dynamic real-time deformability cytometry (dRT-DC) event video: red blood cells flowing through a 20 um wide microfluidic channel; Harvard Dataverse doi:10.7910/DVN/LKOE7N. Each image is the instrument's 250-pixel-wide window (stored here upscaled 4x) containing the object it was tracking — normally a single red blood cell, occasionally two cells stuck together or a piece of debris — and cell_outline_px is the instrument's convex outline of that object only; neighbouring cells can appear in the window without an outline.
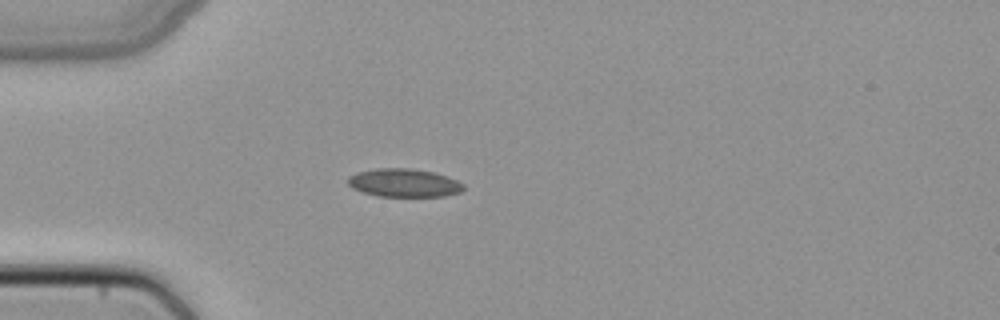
{"species": "common noctule bat (a hibernating species)", "species_latin": "Nyctalus noctula", "temperature_condition": "cold", "stored_images_in_passage": 36, "camera_frame_rate_fps": 3000, "um_per_image_px": 0.085, "animal": {"sex": "female", "body_mass_g": 22.7, "forearm_length_mm": 54.2}, "frame": {"image": 1, "passage_image": 1, "time_ms": 0.0, "image_size_px": [1000, 320], "cell_outline_px": [[464, 188], [460, 192], [444, 196], [376, 196], [352, 188], [348, 184], [348, 176], [356, 172], [376, 168], [412, 168], [432, 172], [448, 176], [464, 184]], "centroid_in_image_um": [34.32, 15.53], "position_along_channel_um": 50.7, "area_um2": 19.07}}
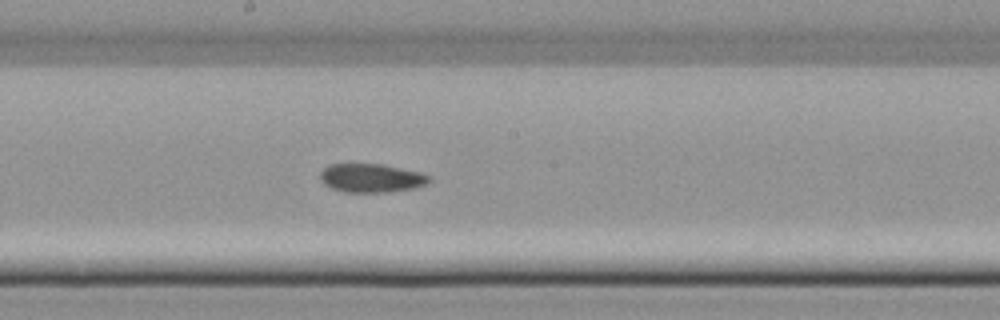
{"frame": {"image": 2, "passage_image": 14, "time_ms": 4.333, "image_size_px": [1000, 320], "cell_outline_px": [[432, 180], [428, 184], [412, 188], [388, 192], [344, 192], [332, 188], [324, 184], [320, 180], [320, 172], [328, 164], [384, 164], [420, 172], [428, 176]], "centroid_in_image_um": [31.55, 15.13], "position_along_channel_um": 216.6, "area_um2": 18.26}}
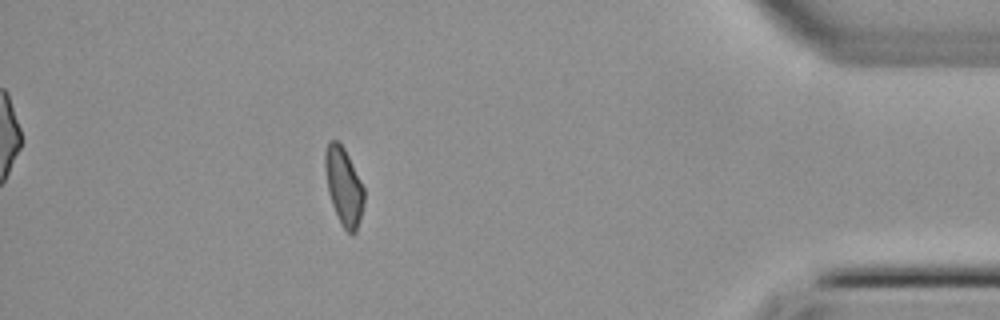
{"frame": {"image": 3, "passage_image": 31, "time_ms": 10.0, "image_size_px": [1000, 320], "cell_outline_px": [[364, 204], [356, 232], [352, 236], [344, 228], [332, 204], [328, 192], [324, 168], [324, 152], [328, 140], [336, 140], [344, 148], [364, 188]], "centroid_in_image_um": [29.2, 15.82], "position_along_channel_um": 406.0, "area_um2": 17.51}}